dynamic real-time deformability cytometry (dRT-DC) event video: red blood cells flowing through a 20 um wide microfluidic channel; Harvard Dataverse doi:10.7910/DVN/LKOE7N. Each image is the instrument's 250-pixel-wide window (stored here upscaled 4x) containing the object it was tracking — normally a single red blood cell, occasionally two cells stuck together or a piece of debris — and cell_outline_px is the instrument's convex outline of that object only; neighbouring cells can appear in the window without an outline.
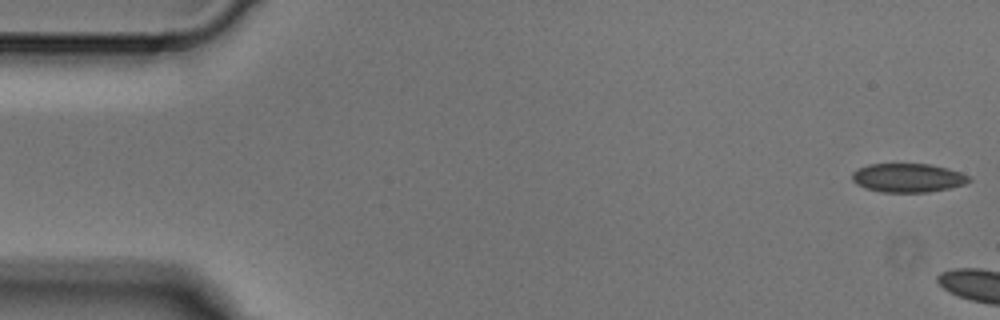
{"species": "Egyptian fruit bat (a non-hibernating species)", "species_latin": "Rousettus aegyptiacus", "temperature_condition": "cold", "stored_images_in_passage": 6, "camera_frame_rate_fps": 3000, "um_per_image_px": 0.085, "animal": {"sex": "male"}, "frame": {"image": 1, "passage_image": 1, "time_ms": 0.0, "image_size_px": [1000, 320], "cell_outline_px": [[972, 180], [964, 184], [948, 188], [928, 192], [880, 192], [864, 188], [856, 184], [852, 180], [852, 172], [856, 168], [868, 164], [928, 164], [948, 168], [972, 176]], "centroid_in_image_um": [77.15, 15.11], "position_along_channel_um": 7.8, "area_um2": 19.83}}